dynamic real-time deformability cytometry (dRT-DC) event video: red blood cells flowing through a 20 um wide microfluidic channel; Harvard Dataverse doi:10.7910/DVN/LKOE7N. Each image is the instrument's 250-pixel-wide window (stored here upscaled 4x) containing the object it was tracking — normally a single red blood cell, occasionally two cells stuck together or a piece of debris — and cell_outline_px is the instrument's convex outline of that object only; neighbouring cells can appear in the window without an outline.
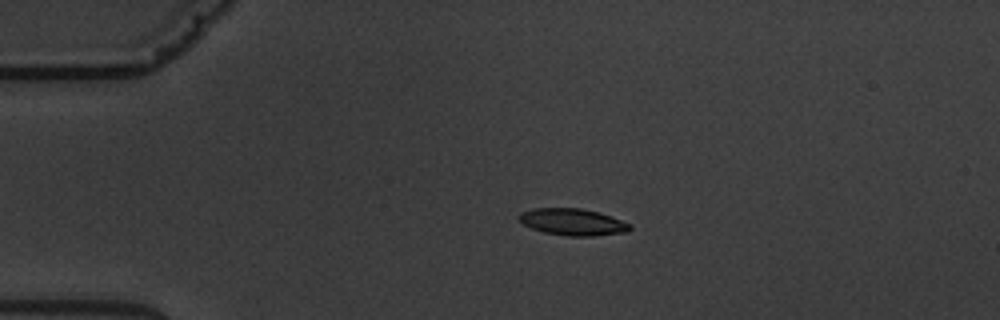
{"species": "common noctule bat (a hibernating species)", "species_latin": "Nyctalus noctula", "temperature_condition": "warm", "stored_images_in_passage": 4, "camera_frame_rate_fps": 3000, "um_per_image_px": 0.085, "animal": {"sex": "male", "body_mass_g": 19.5, "forearm_length_mm": 54.6}, "frame": {"image": 1, "passage_image": 3, "time_ms": 2.333, "image_size_px": [1000, 320], "cell_outline_px": [[632, 228], [628, 232], [592, 236], [568, 236], [544, 232], [532, 228], [524, 224], [520, 220], [520, 212], [532, 208], [580, 208], [600, 212], [632, 224]], "centroid_in_image_um": [48.73, 18.86], "position_along_channel_um": 36.3, "area_um2": 17.34}}
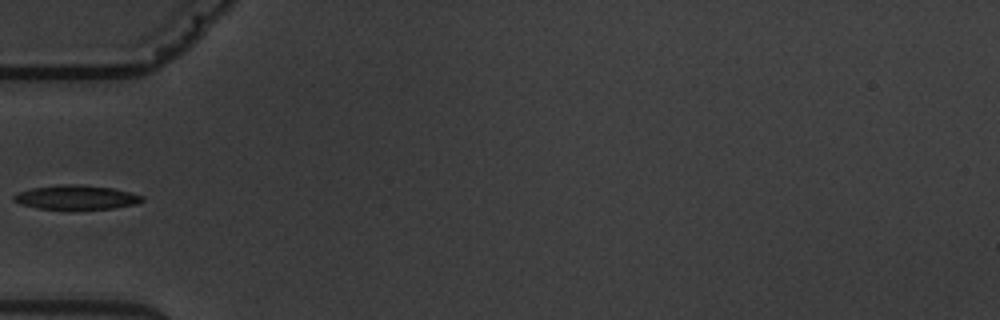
{"frame": {"image": 2, "passage_image": 4, "time_ms": 4.667, "image_size_px": [1000, 320], "cell_outline_px": [[144, 200], [136, 204], [112, 208], [36, 208], [20, 204], [12, 200], [12, 196], [20, 192], [32, 188], [60, 184], [80, 184], [112, 188], [144, 196]], "centroid_in_image_um": [6.46, 16.75], "position_along_channel_um": 78.5, "area_um2": 17.8}}